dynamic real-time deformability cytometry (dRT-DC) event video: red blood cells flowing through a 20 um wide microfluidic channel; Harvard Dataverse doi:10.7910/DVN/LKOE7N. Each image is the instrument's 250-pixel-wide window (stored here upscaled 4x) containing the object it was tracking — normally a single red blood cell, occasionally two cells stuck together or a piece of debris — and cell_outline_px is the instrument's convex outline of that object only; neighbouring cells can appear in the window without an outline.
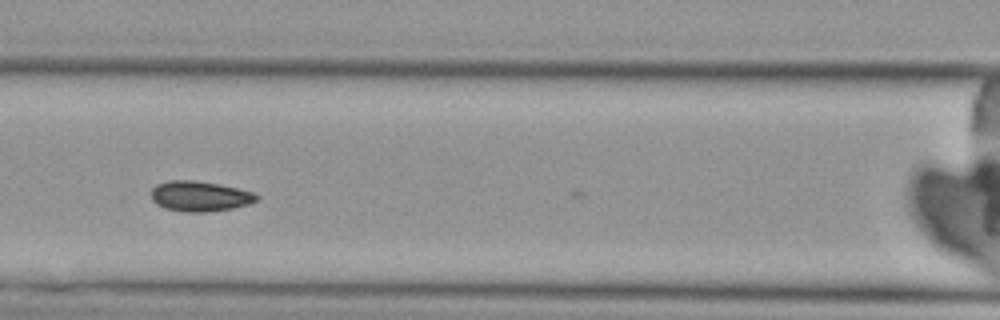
{"species": "Egyptian fruit bat (a non-hibernating species)", "species_latin": "Rousettus aegyptiacus", "temperature_condition": "cold", "stored_images_in_passage": 4, "camera_frame_rate_fps": 3000, "um_per_image_px": 0.085, "animal": {"sex": "female"}, "frame": {"image": 1, "passage_image": 4, "time_ms": 3.333, "image_size_px": [1000, 320], "cell_outline_px": [[260, 196], [256, 200], [248, 204], [232, 208], [208, 212], [184, 212], [164, 208], [156, 204], [152, 200], [152, 188], [156, 184], [168, 180], [192, 180], [216, 184], [236, 188], [252, 192]], "centroid_in_image_um": [16.94, 16.68], "position_along_channel_um": 149.7, "area_um2": 18.5}}